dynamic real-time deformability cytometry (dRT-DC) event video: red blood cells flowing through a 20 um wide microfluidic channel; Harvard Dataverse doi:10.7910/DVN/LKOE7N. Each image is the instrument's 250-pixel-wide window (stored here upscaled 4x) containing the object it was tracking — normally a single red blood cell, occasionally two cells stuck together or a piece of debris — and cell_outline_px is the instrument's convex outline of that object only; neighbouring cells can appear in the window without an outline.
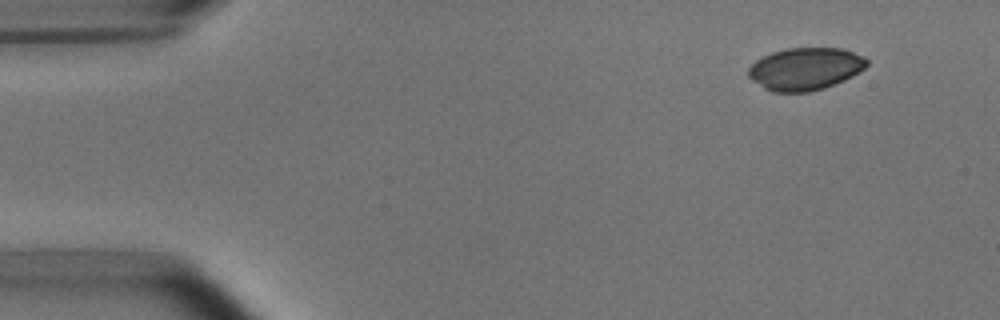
{"species": "common noctule bat (a hibernating species)", "species_latin": "Nyctalus noctula", "temperature_condition": "room temperature", "stored_images_in_passage": 4, "camera_frame_rate_fps": 3000, "um_per_image_px": 0.085, "animal": {"sex": "male", "body_mass_g": 15.6}, "frame": {"image": 1, "passage_image": 1, "time_ms": 0.0, "image_size_px": [1000, 320], "cell_outline_px": [[868, 64], [864, 68], [852, 76], [844, 80], [824, 88], [808, 92], [772, 92], [764, 88], [752, 80], [748, 76], [748, 68], [756, 60], [772, 52], [784, 48], [844, 48], [864, 56], [868, 60]], "centroid_in_image_um": [68.45, 5.84], "position_along_channel_um": 16.6, "area_um2": 29.36}}